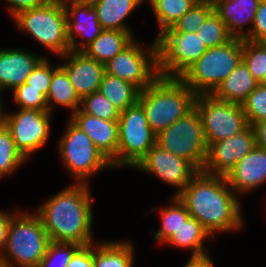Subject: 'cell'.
Listing matches in <instances>:
<instances>
[{"instance_id": "cell-32", "label": "cell", "mask_w": 266, "mask_h": 267, "mask_svg": "<svg viewBox=\"0 0 266 267\" xmlns=\"http://www.w3.org/2000/svg\"><path fill=\"white\" fill-rule=\"evenodd\" d=\"M214 11L212 0L199 1L163 32H196Z\"/></svg>"}, {"instance_id": "cell-12", "label": "cell", "mask_w": 266, "mask_h": 267, "mask_svg": "<svg viewBox=\"0 0 266 267\" xmlns=\"http://www.w3.org/2000/svg\"><path fill=\"white\" fill-rule=\"evenodd\" d=\"M138 39L105 63V73L136 86L140 91L150 86L158 77L156 44L141 47Z\"/></svg>"}, {"instance_id": "cell-23", "label": "cell", "mask_w": 266, "mask_h": 267, "mask_svg": "<svg viewBox=\"0 0 266 267\" xmlns=\"http://www.w3.org/2000/svg\"><path fill=\"white\" fill-rule=\"evenodd\" d=\"M133 34L120 30H103L82 52L89 58L105 64L135 40Z\"/></svg>"}, {"instance_id": "cell-18", "label": "cell", "mask_w": 266, "mask_h": 267, "mask_svg": "<svg viewBox=\"0 0 266 267\" xmlns=\"http://www.w3.org/2000/svg\"><path fill=\"white\" fill-rule=\"evenodd\" d=\"M69 119L89 136L96 148L111 162L112 168L116 169L118 120L100 119L80 109L70 115Z\"/></svg>"}, {"instance_id": "cell-1", "label": "cell", "mask_w": 266, "mask_h": 267, "mask_svg": "<svg viewBox=\"0 0 266 267\" xmlns=\"http://www.w3.org/2000/svg\"><path fill=\"white\" fill-rule=\"evenodd\" d=\"M225 176L200 171L178 195L190 217L200 222L213 237L216 232H235L244 227L242 204Z\"/></svg>"}, {"instance_id": "cell-25", "label": "cell", "mask_w": 266, "mask_h": 267, "mask_svg": "<svg viewBox=\"0 0 266 267\" xmlns=\"http://www.w3.org/2000/svg\"><path fill=\"white\" fill-rule=\"evenodd\" d=\"M212 238L200 222L193 217H189L164 245L191 251L190 256H204L210 253L209 248H205L203 243L205 240H211Z\"/></svg>"}, {"instance_id": "cell-13", "label": "cell", "mask_w": 266, "mask_h": 267, "mask_svg": "<svg viewBox=\"0 0 266 267\" xmlns=\"http://www.w3.org/2000/svg\"><path fill=\"white\" fill-rule=\"evenodd\" d=\"M49 111L18 108L5 112V127L10 131L16 148L28 160L47 143L51 133Z\"/></svg>"}, {"instance_id": "cell-9", "label": "cell", "mask_w": 266, "mask_h": 267, "mask_svg": "<svg viewBox=\"0 0 266 267\" xmlns=\"http://www.w3.org/2000/svg\"><path fill=\"white\" fill-rule=\"evenodd\" d=\"M157 74L180 78L207 50L196 32H160L157 34Z\"/></svg>"}, {"instance_id": "cell-47", "label": "cell", "mask_w": 266, "mask_h": 267, "mask_svg": "<svg viewBox=\"0 0 266 267\" xmlns=\"http://www.w3.org/2000/svg\"><path fill=\"white\" fill-rule=\"evenodd\" d=\"M77 3L83 4V5H90L94 6L96 5L100 0H73Z\"/></svg>"}, {"instance_id": "cell-39", "label": "cell", "mask_w": 266, "mask_h": 267, "mask_svg": "<svg viewBox=\"0 0 266 267\" xmlns=\"http://www.w3.org/2000/svg\"><path fill=\"white\" fill-rule=\"evenodd\" d=\"M58 66L59 65H56L54 67L49 58L45 57L30 73L25 83L29 85V88L39 90L45 97H47L52 73Z\"/></svg>"}, {"instance_id": "cell-30", "label": "cell", "mask_w": 266, "mask_h": 267, "mask_svg": "<svg viewBox=\"0 0 266 267\" xmlns=\"http://www.w3.org/2000/svg\"><path fill=\"white\" fill-rule=\"evenodd\" d=\"M146 2L150 4L155 14L159 26L157 33L171 27L197 3L196 0H146Z\"/></svg>"}, {"instance_id": "cell-15", "label": "cell", "mask_w": 266, "mask_h": 267, "mask_svg": "<svg viewBox=\"0 0 266 267\" xmlns=\"http://www.w3.org/2000/svg\"><path fill=\"white\" fill-rule=\"evenodd\" d=\"M256 147L254 130L249 125L242 132L208 146L202 172L209 175L226 176L227 173Z\"/></svg>"}, {"instance_id": "cell-5", "label": "cell", "mask_w": 266, "mask_h": 267, "mask_svg": "<svg viewBox=\"0 0 266 267\" xmlns=\"http://www.w3.org/2000/svg\"><path fill=\"white\" fill-rule=\"evenodd\" d=\"M243 40L208 48L206 52L180 77L196 94H211L242 62Z\"/></svg>"}, {"instance_id": "cell-29", "label": "cell", "mask_w": 266, "mask_h": 267, "mask_svg": "<svg viewBox=\"0 0 266 267\" xmlns=\"http://www.w3.org/2000/svg\"><path fill=\"white\" fill-rule=\"evenodd\" d=\"M158 212L161 224L159 229L154 232L153 239L160 244H164L190 217V214L178 196H173L171 204L162 207Z\"/></svg>"}, {"instance_id": "cell-43", "label": "cell", "mask_w": 266, "mask_h": 267, "mask_svg": "<svg viewBox=\"0 0 266 267\" xmlns=\"http://www.w3.org/2000/svg\"><path fill=\"white\" fill-rule=\"evenodd\" d=\"M14 212L0 211V260L3 257V252L6 246L9 227L11 219L13 218Z\"/></svg>"}, {"instance_id": "cell-33", "label": "cell", "mask_w": 266, "mask_h": 267, "mask_svg": "<svg viewBox=\"0 0 266 267\" xmlns=\"http://www.w3.org/2000/svg\"><path fill=\"white\" fill-rule=\"evenodd\" d=\"M242 62L260 84L266 76V42L244 39Z\"/></svg>"}, {"instance_id": "cell-42", "label": "cell", "mask_w": 266, "mask_h": 267, "mask_svg": "<svg viewBox=\"0 0 266 267\" xmlns=\"http://www.w3.org/2000/svg\"><path fill=\"white\" fill-rule=\"evenodd\" d=\"M9 5L7 10L10 16L14 19L21 12L35 9L44 5L49 0H4Z\"/></svg>"}, {"instance_id": "cell-40", "label": "cell", "mask_w": 266, "mask_h": 267, "mask_svg": "<svg viewBox=\"0 0 266 267\" xmlns=\"http://www.w3.org/2000/svg\"><path fill=\"white\" fill-rule=\"evenodd\" d=\"M246 40L266 42V0H261L252 27H248Z\"/></svg>"}, {"instance_id": "cell-49", "label": "cell", "mask_w": 266, "mask_h": 267, "mask_svg": "<svg viewBox=\"0 0 266 267\" xmlns=\"http://www.w3.org/2000/svg\"><path fill=\"white\" fill-rule=\"evenodd\" d=\"M3 92H2V90L0 89V104H3L4 102H3V100H2V97L1 96H3V95H1Z\"/></svg>"}, {"instance_id": "cell-3", "label": "cell", "mask_w": 266, "mask_h": 267, "mask_svg": "<svg viewBox=\"0 0 266 267\" xmlns=\"http://www.w3.org/2000/svg\"><path fill=\"white\" fill-rule=\"evenodd\" d=\"M196 96L180 78L159 76L140 91L138 103L144 109L149 126L158 134L189 113Z\"/></svg>"}, {"instance_id": "cell-38", "label": "cell", "mask_w": 266, "mask_h": 267, "mask_svg": "<svg viewBox=\"0 0 266 267\" xmlns=\"http://www.w3.org/2000/svg\"><path fill=\"white\" fill-rule=\"evenodd\" d=\"M249 125L266 120V88L259 84L242 103Z\"/></svg>"}, {"instance_id": "cell-41", "label": "cell", "mask_w": 266, "mask_h": 267, "mask_svg": "<svg viewBox=\"0 0 266 267\" xmlns=\"http://www.w3.org/2000/svg\"><path fill=\"white\" fill-rule=\"evenodd\" d=\"M67 267H94V243L82 246L73 255Z\"/></svg>"}, {"instance_id": "cell-50", "label": "cell", "mask_w": 266, "mask_h": 267, "mask_svg": "<svg viewBox=\"0 0 266 267\" xmlns=\"http://www.w3.org/2000/svg\"><path fill=\"white\" fill-rule=\"evenodd\" d=\"M0 267H11V266H7V265L0 263Z\"/></svg>"}, {"instance_id": "cell-31", "label": "cell", "mask_w": 266, "mask_h": 267, "mask_svg": "<svg viewBox=\"0 0 266 267\" xmlns=\"http://www.w3.org/2000/svg\"><path fill=\"white\" fill-rule=\"evenodd\" d=\"M27 159L16 148L10 131L5 125L0 129V177L15 173Z\"/></svg>"}, {"instance_id": "cell-6", "label": "cell", "mask_w": 266, "mask_h": 267, "mask_svg": "<svg viewBox=\"0 0 266 267\" xmlns=\"http://www.w3.org/2000/svg\"><path fill=\"white\" fill-rule=\"evenodd\" d=\"M13 20L17 31L29 33L52 55L60 57L70 51L63 0H49L40 7L21 12Z\"/></svg>"}, {"instance_id": "cell-14", "label": "cell", "mask_w": 266, "mask_h": 267, "mask_svg": "<svg viewBox=\"0 0 266 267\" xmlns=\"http://www.w3.org/2000/svg\"><path fill=\"white\" fill-rule=\"evenodd\" d=\"M134 169L153 175L160 181L177 188L174 196H178L200 172L185 158L165 151L157 144L146 153Z\"/></svg>"}, {"instance_id": "cell-4", "label": "cell", "mask_w": 266, "mask_h": 267, "mask_svg": "<svg viewBox=\"0 0 266 267\" xmlns=\"http://www.w3.org/2000/svg\"><path fill=\"white\" fill-rule=\"evenodd\" d=\"M50 238L36 212L13 214L0 263L11 267H37L46 254Z\"/></svg>"}, {"instance_id": "cell-24", "label": "cell", "mask_w": 266, "mask_h": 267, "mask_svg": "<svg viewBox=\"0 0 266 267\" xmlns=\"http://www.w3.org/2000/svg\"><path fill=\"white\" fill-rule=\"evenodd\" d=\"M146 0H100L94 9L103 30L132 32L125 20Z\"/></svg>"}, {"instance_id": "cell-45", "label": "cell", "mask_w": 266, "mask_h": 267, "mask_svg": "<svg viewBox=\"0 0 266 267\" xmlns=\"http://www.w3.org/2000/svg\"><path fill=\"white\" fill-rule=\"evenodd\" d=\"M210 254L204 256H190L184 267H214Z\"/></svg>"}, {"instance_id": "cell-8", "label": "cell", "mask_w": 266, "mask_h": 267, "mask_svg": "<svg viewBox=\"0 0 266 267\" xmlns=\"http://www.w3.org/2000/svg\"><path fill=\"white\" fill-rule=\"evenodd\" d=\"M156 144L176 156L185 158L199 171L204 167L208 144L201 117L194 107L156 136Z\"/></svg>"}, {"instance_id": "cell-36", "label": "cell", "mask_w": 266, "mask_h": 267, "mask_svg": "<svg viewBox=\"0 0 266 267\" xmlns=\"http://www.w3.org/2000/svg\"><path fill=\"white\" fill-rule=\"evenodd\" d=\"M81 247L76 243L50 241L46 254L37 267H67L73 255Z\"/></svg>"}, {"instance_id": "cell-34", "label": "cell", "mask_w": 266, "mask_h": 267, "mask_svg": "<svg viewBox=\"0 0 266 267\" xmlns=\"http://www.w3.org/2000/svg\"><path fill=\"white\" fill-rule=\"evenodd\" d=\"M196 33L207 49L221 46L233 38L228 32L226 24L215 11L196 30Z\"/></svg>"}, {"instance_id": "cell-10", "label": "cell", "mask_w": 266, "mask_h": 267, "mask_svg": "<svg viewBox=\"0 0 266 267\" xmlns=\"http://www.w3.org/2000/svg\"><path fill=\"white\" fill-rule=\"evenodd\" d=\"M156 136L149 126L143 107L138 102L120 112L117 168L133 169L156 144Z\"/></svg>"}, {"instance_id": "cell-37", "label": "cell", "mask_w": 266, "mask_h": 267, "mask_svg": "<svg viewBox=\"0 0 266 267\" xmlns=\"http://www.w3.org/2000/svg\"><path fill=\"white\" fill-rule=\"evenodd\" d=\"M12 91L14 103L18 108L49 111L46 97L39 90L29 88L28 84L23 83Z\"/></svg>"}, {"instance_id": "cell-46", "label": "cell", "mask_w": 266, "mask_h": 267, "mask_svg": "<svg viewBox=\"0 0 266 267\" xmlns=\"http://www.w3.org/2000/svg\"><path fill=\"white\" fill-rule=\"evenodd\" d=\"M0 104V129L5 125V105Z\"/></svg>"}, {"instance_id": "cell-35", "label": "cell", "mask_w": 266, "mask_h": 267, "mask_svg": "<svg viewBox=\"0 0 266 267\" xmlns=\"http://www.w3.org/2000/svg\"><path fill=\"white\" fill-rule=\"evenodd\" d=\"M79 109L104 120H118L120 117V111L99 91L82 97Z\"/></svg>"}, {"instance_id": "cell-17", "label": "cell", "mask_w": 266, "mask_h": 267, "mask_svg": "<svg viewBox=\"0 0 266 267\" xmlns=\"http://www.w3.org/2000/svg\"><path fill=\"white\" fill-rule=\"evenodd\" d=\"M61 57L65 62L60 63V66L66 71L80 98L99 90L105 64L89 58L83 52L69 51Z\"/></svg>"}, {"instance_id": "cell-21", "label": "cell", "mask_w": 266, "mask_h": 267, "mask_svg": "<svg viewBox=\"0 0 266 267\" xmlns=\"http://www.w3.org/2000/svg\"><path fill=\"white\" fill-rule=\"evenodd\" d=\"M215 12L226 24L233 38L247 37L245 24L253 25L255 13L261 0H212Z\"/></svg>"}, {"instance_id": "cell-2", "label": "cell", "mask_w": 266, "mask_h": 267, "mask_svg": "<svg viewBox=\"0 0 266 267\" xmlns=\"http://www.w3.org/2000/svg\"><path fill=\"white\" fill-rule=\"evenodd\" d=\"M91 196L89 184L74 183L35 208L50 241L93 244Z\"/></svg>"}, {"instance_id": "cell-11", "label": "cell", "mask_w": 266, "mask_h": 267, "mask_svg": "<svg viewBox=\"0 0 266 267\" xmlns=\"http://www.w3.org/2000/svg\"><path fill=\"white\" fill-rule=\"evenodd\" d=\"M194 107L201 117L208 146L249 126L242 104L222 101L212 94H198Z\"/></svg>"}, {"instance_id": "cell-16", "label": "cell", "mask_w": 266, "mask_h": 267, "mask_svg": "<svg viewBox=\"0 0 266 267\" xmlns=\"http://www.w3.org/2000/svg\"><path fill=\"white\" fill-rule=\"evenodd\" d=\"M70 51L82 52L103 31L93 6L63 0ZM77 36L83 40L77 41Z\"/></svg>"}, {"instance_id": "cell-7", "label": "cell", "mask_w": 266, "mask_h": 267, "mask_svg": "<svg viewBox=\"0 0 266 267\" xmlns=\"http://www.w3.org/2000/svg\"><path fill=\"white\" fill-rule=\"evenodd\" d=\"M68 121L57 151L65 168L74 177V183L88 184L87 179L104 169H112V165L89 136L70 119Z\"/></svg>"}, {"instance_id": "cell-28", "label": "cell", "mask_w": 266, "mask_h": 267, "mask_svg": "<svg viewBox=\"0 0 266 267\" xmlns=\"http://www.w3.org/2000/svg\"><path fill=\"white\" fill-rule=\"evenodd\" d=\"M98 91L120 112L136 104L140 93L133 84L107 73H104Z\"/></svg>"}, {"instance_id": "cell-20", "label": "cell", "mask_w": 266, "mask_h": 267, "mask_svg": "<svg viewBox=\"0 0 266 267\" xmlns=\"http://www.w3.org/2000/svg\"><path fill=\"white\" fill-rule=\"evenodd\" d=\"M45 56L22 48H0V89L13 90L22 85Z\"/></svg>"}, {"instance_id": "cell-19", "label": "cell", "mask_w": 266, "mask_h": 267, "mask_svg": "<svg viewBox=\"0 0 266 267\" xmlns=\"http://www.w3.org/2000/svg\"><path fill=\"white\" fill-rule=\"evenodd\" d=\"M236 194H247L266 183V149L256 146L225 176Z\"/></svg>"}, {"instance_id": "cell-22", "label": "cell", "mask_w": 266, "mask_h": 267, "mask_svg": "<svg viewBox=\"0 0 266 267\" xmlns=\"http://www.w3.org/2000/svg\"><path fill=\"white\" fill-rule=\"evenodd\" d=\"M258 85L248 68L241 62L211 94L222 101L242 104Z\"/></svg>"}, {"instance_id": "cell-44", "label": "cell", "mask_w": 266, "mask_h": 267, "mask_svg": "<svg viewBox=\"0 0 266 267\" xmlns=\"http://www.w3.org/2000/svg\"><path fill=\"white\" fill-rule=\"evenodd\" d=\"M256 139V146L266 149V120L251 125Z\"/></svg>"}, {"instance_id": "cell-26", "label": "cell", "mask_w": 266, "mask_h": 267, "mask_svg": "<svg viewBox=\"0 0 266 267\" xmlns=\"http://www.w3.org/2000/svg\"><path fill=\"white\" fill-rule=\"evenodd\" d=\"M94 243V267H134V245L125 240Z\"/></svg>"}, {"instance_id": "cell-27", "label": "cell", "mask_w": 266, "mask_h": 267, "mask_svg": "<svg viewBox=\"0 0 266 267\" xmlns=\"http://www.w3.org/2000/svg\"><path fill=\"white\" fill-rule=\"evenodd\" d=\"M46 100L50 113H53L55 105L71 110L69 116L80 108L81 98L76 93L66 71L60 65L52 73Z\"/></svg>"}, {"instance_id": "cell-48", "label": "cell", "mask_w": 266, "mask_h": 267, "mask_svg": "<svg viewBox=\"0 0 266 267\" xmlns=\"http://www.w3.org/2000/svg\"><path fill=\"white\" fill-rule=\"evenodd\" d=\"M263 87H265L266 88V76H265V78L263 79V81L260 83Z\"/></svg>"}]
</instances>
